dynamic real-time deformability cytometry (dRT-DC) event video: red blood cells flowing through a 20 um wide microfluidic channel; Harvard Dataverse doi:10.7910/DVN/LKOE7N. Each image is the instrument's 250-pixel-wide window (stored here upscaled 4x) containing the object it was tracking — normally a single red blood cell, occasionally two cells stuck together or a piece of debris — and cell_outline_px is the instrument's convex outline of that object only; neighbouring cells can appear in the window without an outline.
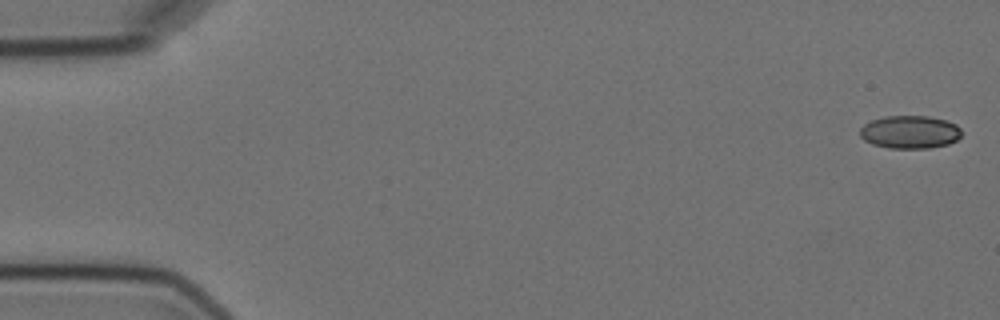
{"species": "Egyptian fruit bat (a non-hibernating species)", "species_latin": "Rousettus aegyptiacus", "temperature_condition": "cold", "stored_images_in_passage": 5, "camera_frame_rate_fps": 3000, "um_per_image_px": 0.085, "animal": {"sex": "female"}, "frame": {"image": 1, "passage_image": 1, "time_ms": 0.0, "image_size_px": [1000, 320], "cell_outline_px": [[960, 136], [956, 140], [948, 144], [928, 148], [888, 148], [872, 144], [864, 140], [860, 136], [860, 128], [864, 124], [872, 120], [884, 116], [928, 116], [944, 120], [956, 124], [960, 128]], "centroid_in_image_um": [77.31, 11.22], "position_along_channel_um": 7.7, "area_um2": 19.48}}
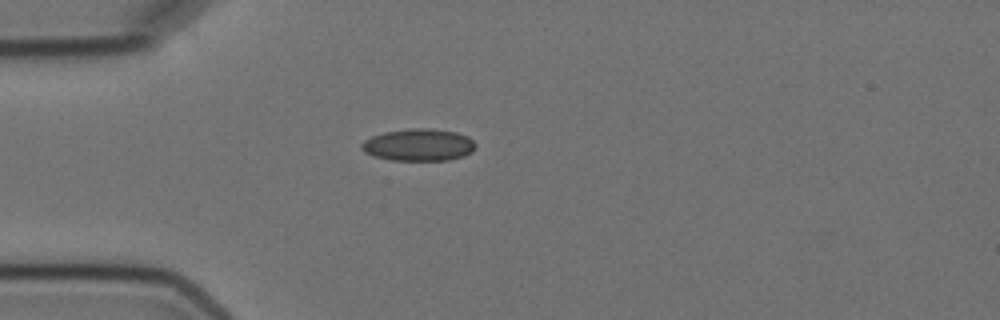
{"frame": {"image": 2, "passage_image": 5, "time_ms": 4.667, "image_size_px": [1000, 320], "cell_outline_px": [[476, 148], [472, 152], [464, 156], [448, 160], [392, 160], [372, 156], [364, 152], [360, 148], [360, 144], [364, 140], [372, 136], [384, 132], [412, 128], [432, 128], [456, 132], [468, 136], [476, 144]], "centroid_in_image_um": [35.58, 12.31], "position_along_channel_um": 49.4, "area_um2": 21.56}}